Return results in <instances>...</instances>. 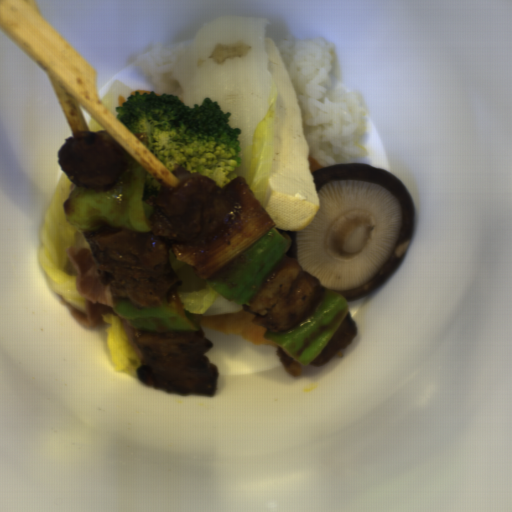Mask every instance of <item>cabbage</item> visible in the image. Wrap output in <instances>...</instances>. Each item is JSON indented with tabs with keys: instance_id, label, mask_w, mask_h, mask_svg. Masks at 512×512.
<instances>
[{
	"instance_id": "6",
	"label": "cabbage",
	"mask_w": 512,
	"mask_h": 512,
	"mask_svg": "<svg viewBox=\"0 0 512 512\" xmlns=\"http://www.w3.org/2000/svg\"><path fill=\"white\" fill-rule=\"evenodd\" d=\"M89 130L91 133L102 132L100 124L93 118L89 119Z\"/></svg>"
},
{
	"instance_id": "3",
	"label": "cabbage",
	"mask_w": 512,
	"mask_h": 512,
	"mask_svg": "<svg viewBox=\"0 0 512 512\" xmlns=\"http://www.w3.org/2000/svg\"><path fill=\"white\" fill-rule=\"evenodd\" d=\"M168 262L180 278V287L172 290L178 294L183 308L200 317L218 314H235L245 309L244 304H235L214 291L205 281L198 277L187 263L175 260L170 245Z\"/></svg>"
},
{
	"instance_id": "4",
	"label": "cabbage",
	"mask_w": 512,
	"mask_h": 512,
	"mask_svg": "<svg viewBox=\"0 0 512 512\" xmlns=\"http://www.w3.org/2000/svg\"><path fill=\"white\" fill-rule=\"evenodd\" d=\"M105 331L108 358L114 370L131 377H138L137 369L143 360L134 353L123 328L122 316L107 312L102 316Z\"/></svg>"
},
{
	"instance_id": "5",
	"label": "cabbage",
	"mask_w": 512,
	"mask_h": 512,
	"mask_svg": "<svg viewBox=\"0 0 512 512\" xmlns=\"http://www.w3.org/2000/svg\"><path fill=\"white\" fill-rule=\"evenodd\" d=\"M131 94L132 92L130 88L121 81H115L107 89L102 103L117 118L116 109L120 104H123L127 99H129Z\"/></svg>"
},
{
	"instance_id": "2",
	"label": "cabbage",
	"mask_w": 512,
	"mask_h": 512,
	"mask_svg": "<svg viewBox=\"0 0 512 512\" xmlns=\"http://www.w3.org/2000/svg\"><path fill=\"white\" fill-rule=\"evenodd\" d=\"M76 187L63 171L42 228L38 258L44 275L61 299L72 309L86 313V303L78 292L76 276L67 271V249L90 248L84 235L66 221L65 203Z\"/></svg>"
},
{
	"instance_id": "1",
	"label": "cabbage",
	"mask_w": 512,
	"mask_h": 512,
	"mask_svg": "<svg viewBox=\"0 0 512 512\" xmlns=\"http://www.w3.org/2000/svg\"><path fill=\"white\" fill-rule=\"evenodd\" d=\"M265 18L224 17L209 20L186 44L173 76L185 104L218 102L229 124L241 129L242 177L255 198L264 200L271 163L278 91L266 68Z\"/></svg>"
}]
</instances>
